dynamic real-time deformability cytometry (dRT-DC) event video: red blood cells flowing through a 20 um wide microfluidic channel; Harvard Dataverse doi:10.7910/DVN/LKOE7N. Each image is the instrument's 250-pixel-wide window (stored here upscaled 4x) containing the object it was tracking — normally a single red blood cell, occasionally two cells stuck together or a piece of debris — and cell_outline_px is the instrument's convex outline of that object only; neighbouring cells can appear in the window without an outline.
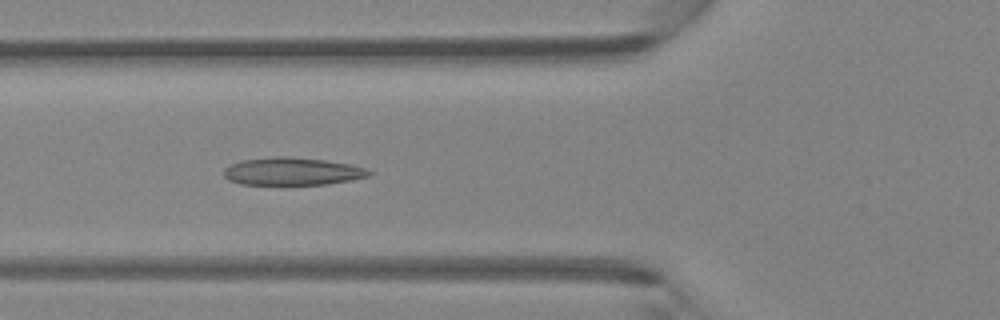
{"species": "Egyptian fruit bat (a non-hibernating species)", "species_latin": "Rousettus aegyptiacus", "temperature_condition": "room temperature", "stored_images_in_passage": 46, "camera_frame_rate_fps": 3000, "um_per_image_px": 0.085, "animal": {"sex": "female"}, "frame": {"image": 1, "passage_image": 17, "time_ms": 5.333, "image_size_px": [1000, 320], "cell_outline_px": [[372, 172], [368, 176], [352, 180], [328, 184], [240, 184], [228, 180], [224, 176], [224, 168], [228, 164], [240, 160], [276, 156], [288, 156], [324, 160], [352, 164], [368, 168]], "centroid_in_image_um": [24.84, 14.55], "position_along_channel_um": 101.0, "area_um2": 23.64}}
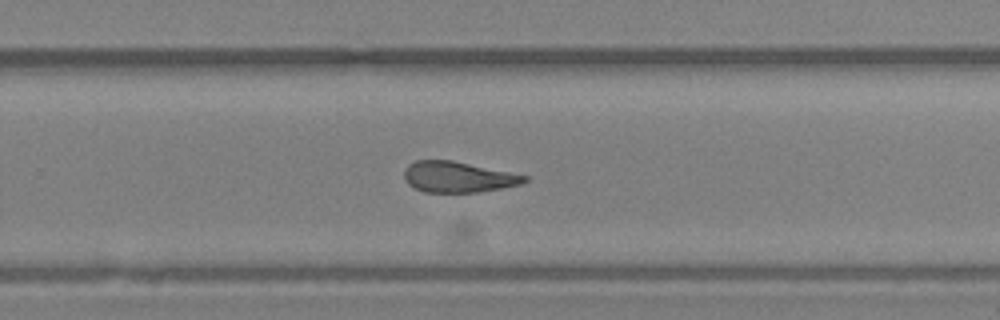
{"frame": {"image": 2, "passage_image": 30, "time_ms": 9.667, "image_size_px": [1000, 320], "cell_outline_px": [[528, 180], [520, 184], [500, 188], [476, 192], [424, 192], [408, 184], [404, 180], [404, 168], [408, 164], [416, 160], [452, 160], [528, 176]], "centroid_in_image_um": [38.88, 15.03], "position_along_channel_um": 290.9, "area_um2": 21.44}}
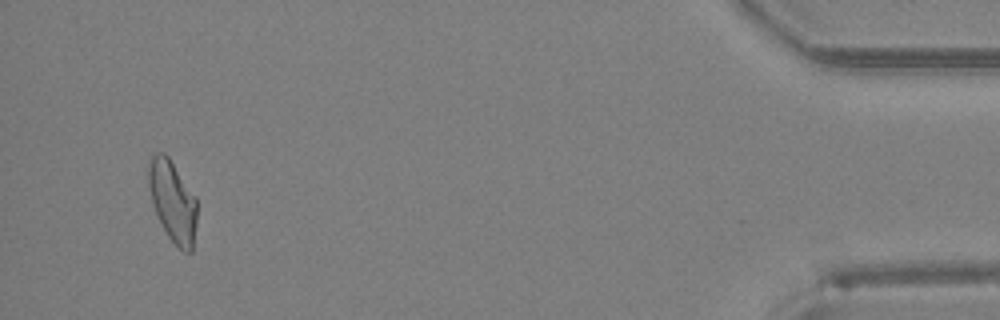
{"frame": {"image": 3, "passage_image": 44, "time_ms": 14.333, "image_size_px": [1000, 320], "cell_outline_px": [[196, 224], [192, 252], [184, 252], [168, 236], [152, 204], [148, 184], [148, 160], [156, 152], [164, 152], [168, 156], [196, 196]], "centroid_in_image_um": [14.67, 17.06], "position_along_channel_um": 420.5, "area_um2": 22.83}}